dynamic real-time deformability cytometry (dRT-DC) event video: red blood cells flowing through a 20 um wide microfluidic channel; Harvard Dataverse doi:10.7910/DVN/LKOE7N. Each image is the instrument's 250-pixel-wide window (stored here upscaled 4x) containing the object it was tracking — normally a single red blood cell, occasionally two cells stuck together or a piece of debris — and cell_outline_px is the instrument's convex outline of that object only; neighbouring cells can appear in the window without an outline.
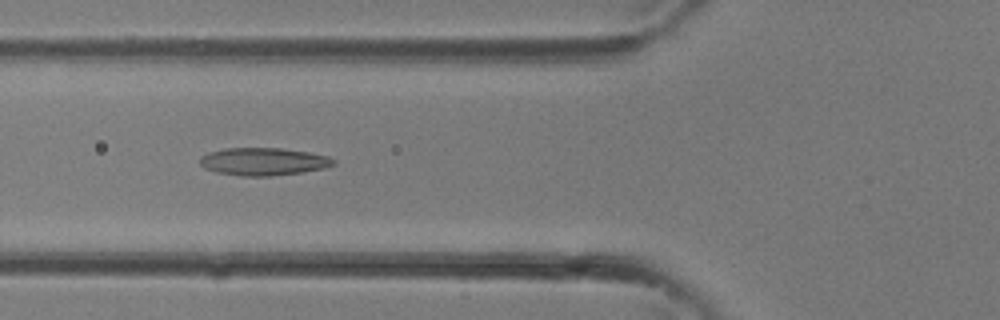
{"species": "common noctule bat (a hibernating species)", "species_latin": "Nyctalus noctula", "temperature_condition": "room temperature", "stored_images_in_passage": 33, "camera_frame_rate_fps": 3000, "um_per_image_px": 0.085, "animal": {"sex": "female"}, "frame": {"image": 1, "passage_image": 12, "time_ms": 3.667, "image_size_px": [1000, 320], "cell_outline_px": [[336, 164], [324, 168], [300, 172], [272, 176], [240, 176], [216, 172], [204, 168], [200, 164], [200, 156], [208, 152], [224, 148], [280, 148], [308, 152], [328, 156], [336, 160]], "centroid_in_image_um": [22.37, 13.73], "position_along_channel_um": 103.4, "area_um2": 21.62}}
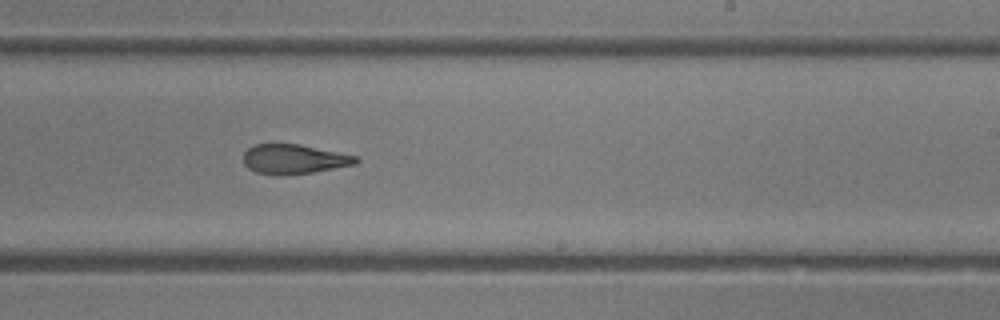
{"frame": {"image": 2, "passage_image": 20, "time_ms": 6.333, "image_size_px": [1000, 320], "cell_outline_px": [[360, 160], [356, 164], [312, 172], [288, 176], [284, 176], [256, 172], [248, 168], [244, 164], [244, 152], [248, 148], [256, 144], [300, 144], [356, 156]], "centroid_in_image_um": [24.97, 13.53], "position_along_channel_um": 264.0, "area_um2": 19.36}}
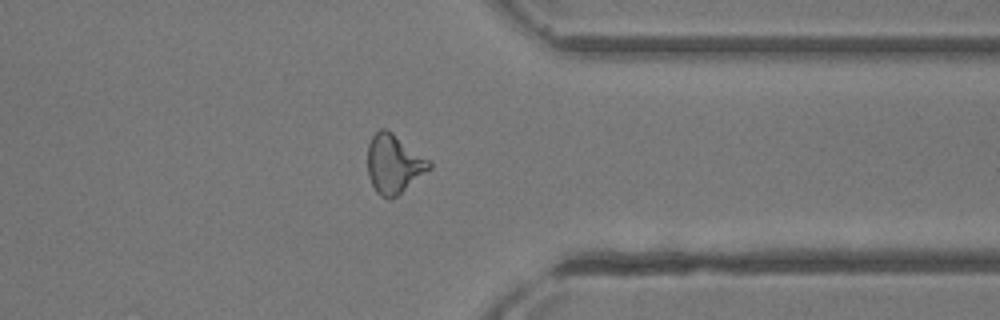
{"frame": {"image": 3, "passage_image": 26, "time_ms": 8.333, "image_size_px": [1000, 320], "cell_outline_px": [[432, 168], [396, 196], [388, 200], [380, 196], [376, 192], [368, 176], [368, 144], [372, 136], [380, 128], [384, 128], [392, 132], [432, 160]], "centroid_in_image_um": [33.5, 13.92], "position_along_channel_um": 377.9, "area_um2": 21.39}}